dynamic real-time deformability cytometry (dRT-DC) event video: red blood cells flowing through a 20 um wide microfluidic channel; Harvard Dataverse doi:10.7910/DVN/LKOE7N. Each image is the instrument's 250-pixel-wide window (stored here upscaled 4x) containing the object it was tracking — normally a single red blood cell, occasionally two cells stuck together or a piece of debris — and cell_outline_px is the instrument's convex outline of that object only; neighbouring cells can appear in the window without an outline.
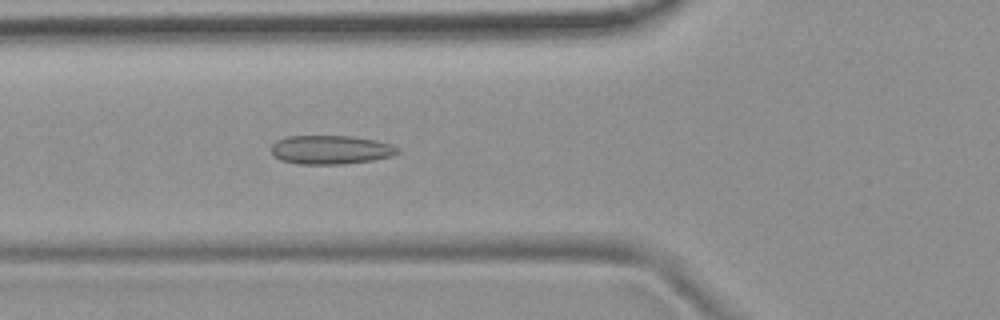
{"species": "common noctule bat (a hibernating species)", "species_latin": "Nyctalus noctula", "temperature_condition": "room temperature", "stored_images_in_passage": 53, "camera_frame_rate_fps": 3000, "um_per_image_px": 0.085, "animal": {"sex": "female", "body_mass_g": 19.9}, "frame": {"image": 1, "passage_image": 19, "time_ms": 6.0, "image_size_px": [1000, 320], "cell_outline_px": [[400, 152], [392, 156], [372, 160], [340, 164], [300, 164], [280, 160], [272, 156], [272, 144], [276, 140], [288, 136], [352, 136], [376, 140], [392, 144], [400, 148]], "centroid_in_image_um": [28.12, 12.72], "position_along_channel_um": 97.7, "area_um2": 21.39}}
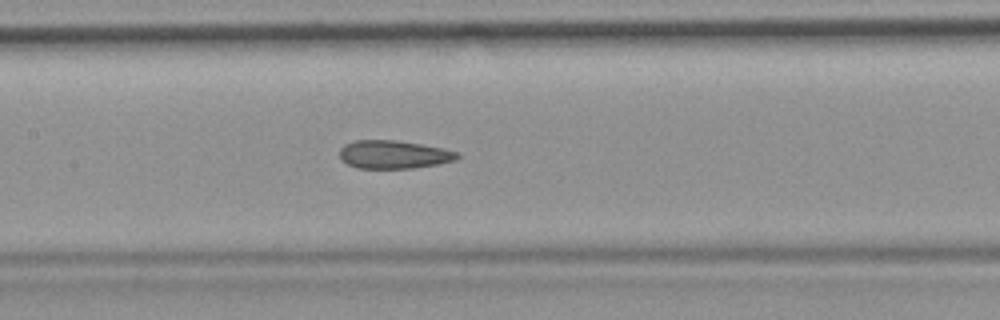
{"frame": {"image": 2, "passage_image": 25, "time_ms": 8.0, "image_size_px": [1000, 320], "cell_outline_px": [[460, 156], [456, 160], [436, 164], [412, 168], [356, 168], [348, 164], [340, 156], [340, 148], [344, 144], [352, 140], [396, 140], [444, 148], [460, 152]], "centroid_in_image_um": [33.48, 13.12], "position_along_channel_um": 173.9, "area_um2": 19.36}}
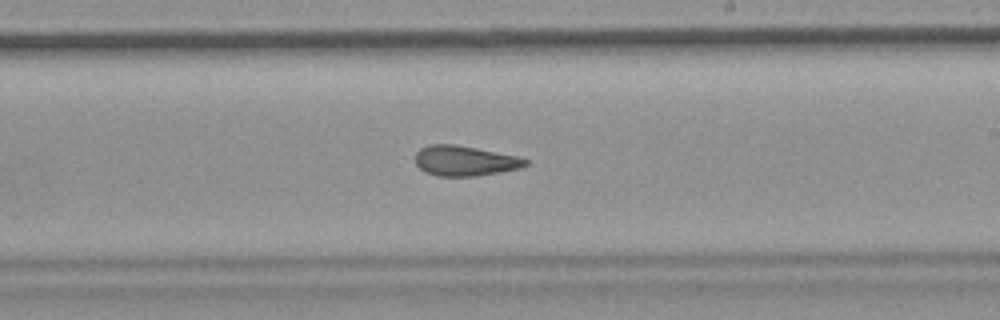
{"frame": {"image": 3, "passage_image": 31, "time_ms": 10.0, "image_size_px": [1000, 320], "cell_outline_px": [[528, 164], [520, 168], [500, 172], [476, 176], [436, 176], [424, 172], [416, 164], [416, 152], [420, 148], [428, 144], [456, 144], [520, 156], [528, 160]], "centroid_in_image_um": [39.51, 13.66], "position_along_channel_um": 249.5, "area_um2": 19.59}, "authors_computed_cell_mechanics": {"area_um2": 20.4034, "velocity_mm_per_s": 3.7924, "shape_relaxation_time_tau1_ms": null, "shape_relaxation_time_tau2_ms": 2.3072, "deformation_change_tau1": null, "deformation_change_tau2": 0.0875}}